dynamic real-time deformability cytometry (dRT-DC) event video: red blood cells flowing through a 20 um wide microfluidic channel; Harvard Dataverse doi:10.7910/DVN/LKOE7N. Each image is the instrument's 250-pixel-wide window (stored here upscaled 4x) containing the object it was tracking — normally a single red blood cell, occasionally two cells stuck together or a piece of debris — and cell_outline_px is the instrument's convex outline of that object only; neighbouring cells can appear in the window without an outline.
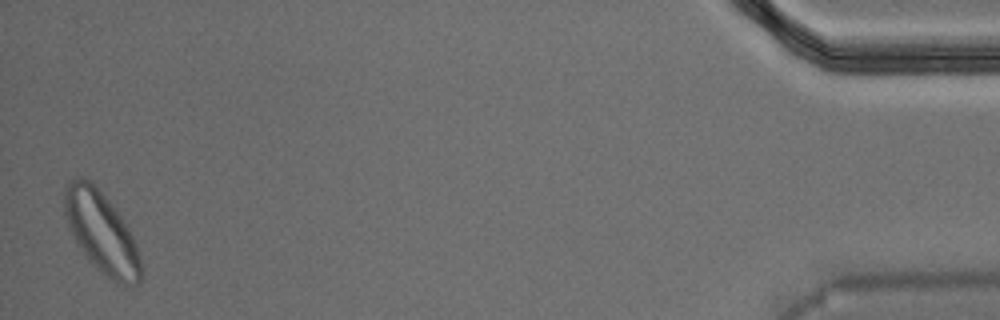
{"species": "Egyptian fruit bat (a non-hibernating species)", "species_latin": "Rousettus aegyptiacus", "temperature_condition": "warm", "stored_images_in_passage": 47, "segment_of_instrument_passage": [2, 2], "camera_frame_rate_fps": 3000, "um_per_image_px": 0.085, "animal": {"sex": "male"}, "frame": {"image": 1, "passage_image": 47, "time_ms": 15.333, "image_size_px": [1000, 320], "cell_outline_px": [[144, 272], [140, 284], [116, 284], [104, 276], [88, 260], [68, 228], [64, 212], [64, 188], [68, 180], [72, 176], [84, 176], [92, 180], [108, 200], [120, 216], [128, 228], [136, 244], [140, 256]], "centroid_in_image_um": [8.62, 19.74], "position_along_channel_um": 426.6, "area_um2": 36.82}}